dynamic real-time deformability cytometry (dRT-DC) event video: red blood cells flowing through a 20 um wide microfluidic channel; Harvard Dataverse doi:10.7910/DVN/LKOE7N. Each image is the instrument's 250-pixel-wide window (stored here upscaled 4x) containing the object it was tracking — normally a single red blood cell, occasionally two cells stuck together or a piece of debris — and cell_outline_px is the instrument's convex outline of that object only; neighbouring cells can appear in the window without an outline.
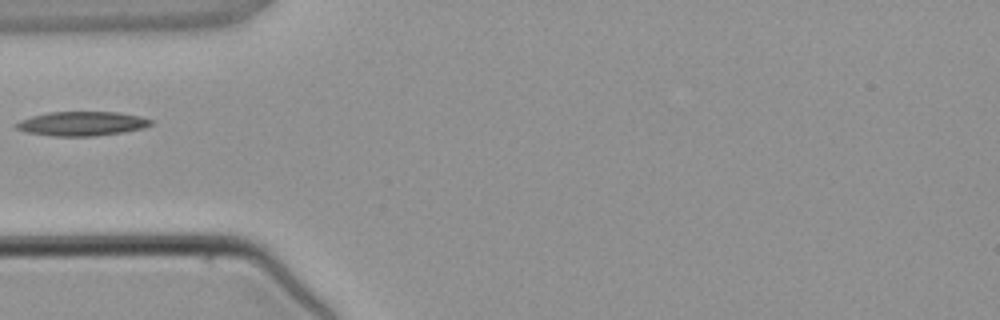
{"species": "common noctule bat (a hibernating species)", "species_latin": "Nyctalus noctula", "temperature_condition": "warm", "stored_images_in_passage": 4, "camera_frame_rate_fps": 3000, "um_per_image_px": 0.085, "animal": {"sex": "male", "body_mass_g": 21.5, "forearm_length_mm": 52.0}, "frame": {"image": 1, "passage_image": 4, "time_ms": 3.667, "image_size_px": [1000, 320], "cell_outline_px": [[156, 120], [152, 124], [144, 128], [124, 132], [96, 136], [52, 136], [28, 132], [16, 128], [12, 124], [20, 120], [32, 116], [48, 112], [120, 112], [140, 116]], "centroid_in_image_um": [7.0, 10.5], "position_along_channel_um": 78.0, "area_um2": 19.25}}